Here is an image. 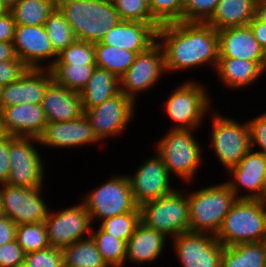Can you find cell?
<instances>
[{
    "label": "cell",
    "mask_w": 266,
    "mask_h": 267,
    "mask_svg": "<svg viewBox=\"0 0 266 267\" xmlns=\"http://www.w3.org/2000/svg\"><path fill=\"white\" fill-rule=\"evenodd\" d=\"M255 3L256 0H219L206 24L216 31L246 26L255 16Z\"/></svg>",
    "instance_id": "4316f807"
},
{
    "label": "cell",
    "mask_w": 266,
    "mask_h": 267,
    "mask_svg": "<svg viewBox=\"0 0 266 267\" xmlns=\"http://www.w3.org/2000/svg\"><path fill=\"white\" fill-rule=\"evenodd\" d=\"M54 64L96 65L95 44L76 40L58 54Z\"/></svg>",
    "instance_id": "f35d334b"
},
{
    "label": "cell",
    "mask_w": 266,
    "mask_h": 267,
    "mask_svg": "<svg viewBox=\"0 0 266 267\" xmlns=\"http://www.w3.org/2000/svg\"><path fill=\"white\" fill-rule=\"evenodd\" d=\"M248 25L252 29L255 39L259 42L266 54V23L254 17Z\"/></svg>",
    "instance_id": "681fc988"
},
{
    "label": "cell",
    "mask_w": 266,
    "mask_h": 267,
    "mask_svg": "<svg viewBox=\"0 0 266 267\" xmlns=\"http://www.w3.org/2000/svg\"><path fill=\"white\" fill-rule=\"evenodd\" d=\"M2 86H0V111H1V98H2Z\"/></svg>",
    "instance_id": "680465c9"
},
{
    "label": "cell",
    "mask_w": 266,
    "mask_h": 267,
    "mask_svg": "<svg viewBox=\"0 0 266 267\" xmlns=\"http://www.w3.org/2000/svg\"><path fill=\"white\" fill-rule=\"evenodd\" d=\"M95 67L96 65L53 64L49 70L55 83L80 92L86 86Z\"/></svg>",
    "instance_id": "d6a6232c"
},
{
    "label": "cell",
    "mask_w": 266,
    "mask_h": 267,
    "mask_svg": "<svg viewBox=\"0 0 266 267\" xmlns=\"http://www.w3.org/2000/svg\"><path fill=\"white\" fill-rule=\"evenodd\" d=\"M152 16L162 25L183 22L184 0H148Z\"/></svg>",
    "instance_id": "ab89813d"
},
{
    "label": "cell",
    "mask_w": 266,
    "mask_h": 267,
    "mask_svg": "<svg viewBox=\"0 0 266 267\" xmlns=\"http://www.w3.org/2000/svg\"><path fill=\"white\" fill-rule=\"evenodd\" d=\"M38 140V147L61 150L101 143L85 113L71 121L47 122Z\"/></svg>",
    "instance_id": "ac0fdd59"
},
{
    "label": "cell",
    "mask_w": 266,
    "mask_h": 267,
    "mask_svg": "<svg viewBox=\"0 0 266 267\" xmlns=\"http://www.w3.org/2000/svg\"><path fill=\"white\" fill-rule=\"evenodd\" d=\"M53 82L49 69L28 68L15 82L2 88L1 109L19 104H41L48 86Z\"/></svg>",
    "instance_id": "ffe728a7"
},
{
    "label": "cell",
    "mask_w": 266,
    "mask_h": 267,
    "mask_svg": "<svg viewBox=\"0 0 266 267\" xmlns=\"http://www.w3.org/2000/svg\"><path fill=\"white\" fill-rule=\"evenodd\" d=\"M7 136H8V133L4 127V123H3L2 117L0 115V140L6 138Z\"/></svg>",
    "instance_id": "11a10c76"
},
{
    "label": "cell",
    "mask_w": 266,
    "mask_h": 267,
    "mask_svg": "<svg viewBox=\"0 0 266 267\" xmlns=\"http://www.w3.org/2000/svg\"><path fill=\"white\" fill-rule=\"evenodd\" d=\"M12 43L16 56L28 68L49 69L58 58L44 26L16 25Z\"/></svg>",
    "instance_id": "e0dca14e"
},
{
    "label": "cell",
    "mask_w": 266,
    "mask_h": 267,
    "mask_svg": "<svg viewBox=\"0 0 266 267\" xmlns=\"http://www.w3.org/2000/svg\"><path fill=\"white\" fill-rule=\"evenodd\" d=\"M195 131L198 129H168L166 134L156 141V144L154 143L153 151L161 157L170 175L180 179L183 184L194 181L197 177V169L203 163L204 147L196 139Z\"/></svg>",
    "instance_id": "3957f363"
},
{
    "label": "cell",
    "mask_w": 266,
    "mask_h": 267,
    "mask_svg": "<svg viewBox=\"0 0 266 267\" xmlns=\"http://www.w3.org/2000/svg\"><path fill=\"white\" fill-rule=\"evenodd\" d=\"M81 201L90 214L93 226L104 219L134 212L139 208L133 197L128 176L121 173L110 176L105 183L84 194Z\"/></svg>",
    "instance_id": "9c48e42d"
},
{
    "label": "cell",
    "mask_w": 266,
    "mask_h": 267,
    "mask_svg": "<svg viewBox=\"0 0 266 267\" xmlns=\"http://www.w3.org/2000/svg\"><path fill=\"white\" fill-rule=\"evenodd\" d=\"M215 75L232 91L246 89L266 74V61H247L235 58H218Z\"/></svg>",
    "instance_id": "d4e9b609"
},
{
    "label": "cell",
    "mask_w": 266,
    "mask_h": 267,
    "mask_svg": "<svg viewBox=\"0 0 266 267\" xmlns=\"http://www.w3.org/2000/svg\"><path fill=\"white\" fill-rule=\"evenodd\" d=\"M54 211L52 207L44 224L49 245L63 249L79 240L90 237L91 220L83 202Z\"/></svg>",
    "instance_id": "7c38bea8"
},
{
    "label": "cell",
    "mask_w": 266,
    "mask_h": 267,
    "mask_svg": "<svg viewBox=\"0 0 266 267\" xmlns=\"http://www.w3.org/2000/svg\"><path fill=\"white\" fill-rule=\"evenodd\" d=\"M107 267H125V266H111V265H108Z\"/></svg>",
    "instance_id": "6125c7cd"
},
{
    "label": "cell",
    "mask_w": 266,
    "mask_h": 267,
    "mask_svg": "<svg viewBox=\"0 0 266 267\" xmlns=\"http://www.w3.org/2000/svg\"><path fill=\"white\" fill-rule=\"evenodd\" d=\"M157 42L164 52L167 74L202 66H211L215 71L219 58V38L212 26L187 22L162 24L157 29Z\"/></svg>",
    "instance_id": "6da1fadb"
},
{
    "label": "cell",
    "mask_w": 266,
    "mask_h": 267,
    "mask_svg": "<svg viewBox=\"0 0 266 267\" xmlns=\"http://www.w3.org/2000/svg\"><path fill=\"white\" fill-rule=\"evenodd\" d=\"M56 0H20L11 10L16 25L44 26Z\"/></svg>",
    "instance_id": "4dcf8cb0"
},
{
    "label": "cell",
    "mask_w": 266,
    "mask_h": 267,
    "mask_svg": "<svg viewBox=\"0 0 266 267\" xmlns=\"http://www.w3.org/2000/svg\"><path fill=\"white\" fill-rule=\"evenodd\" d=\"M136 103L121 91L102 104L83 110L97 138L104 140L123 134L136 115Z\"/></svg>",
    "instance_id": "4fadbf2b"
},
{
    "label": "cell",
    "mask_w": 266,
    "mask_h": 267,
    "mask_svg": "<svg viewBox=\"0 0 266 267\" xmlns=\"http://www.w3.org/2000/svg\"><path fill=\"white\" fill-rule=\"evenodd\" d=\"M41 105L47 122L71 121L84 113L80 92L58 85L54 81L48 86Z\"/></svg>",
    "instance_id": "484cf974"
},
{
    "label": "cell",
    "mask_w": 266,
    "mask_h": 267,
    "mask_svg": "<svg viewBox=\"0 0 266 267\" xmlns=\"http://www.w3.org/2000/svg\"><path fill=\"white\" fill-rule=\"evenodd\" d=\"M228 174L226 183L238 199H258L266 176V155L250 149Z\"/></svg>",
    "instance_id": "d6986e66"
},
{
    "label": "cell",
    "mask_w": 266,
    "mask_h": 267,
    "mask_svg": "<svg viewBox=\"0 0 266 267\" xmlns=\"http://www.w3.org/2000/svg\"><path fill=\"white\" fill-rule=\"evenodd\" d=\"M176 188L172 193L139 206L141 222L163 233L168 239L189 231L188 191ZM170 237V238H169Z\"/></svg>",
    "instance_id": "52a82bcc"
},
{
    "label": "cell",
    "mask_w": 266,
    "mask_h": 267,
    "mask_svg": "<svg viewBox=\"0 0 266 267\" xmlns=\"http://www.w3.org/2000/svg\"><path fill=\"white\" fill-rule=\"evenodd\" d=\"M44 28L58 54L77 40L69 23L57 7L44 23Z\"/></svg>",
    "instance_id": "e575fe53"
},
{
    "label": "cell",
    "mask_w": 266,
    "mask_h": 267,
    "mask_svg": "<svg viewBox=\"0 0 266 267\" xmlns=\"http://www.w3.org/2000/svg\"><path fill=\"white\" fill-rule=\"evenodd\" d=\"M215 237L223 246L266 241V205L257 199H237Z\"/></svg>",
    "instance_id": "8992f818"
},
{
    "label": "cell",
    "mask_w": 266,
    "mask_h": 267,
    "mask_svg": "<svg viewBox=\"0 0 266 267\" xmlns=\"http://www.w3.org/2000/svg\"><path fill=\"white\" fill-rule=\"evenodd\" d=\"M16 241L26 254L50 247L44 222L17 225Z\"/></svg>",
    "instance_id": "d590c367"
},
{
    "label": "cell",
    "mask_w": 266,
    "mask_h": 267,
    "mask_svg": "<svg viewBox=\"0 0 266 267\" xmlns=\"http://www.w3.org/2000/svg\"><path fill=\"white\" fill-rule=\"evenodd\" d=\"M4 215L3 201H2V185H0V216Z\"/></svg>",
    "instance_id": "9f6ffc18"
},
{
    "label": "cell",
    "mask_w": 266,
    "mask_h": 267,
    "mask_svg": "<svg viewBox=\"0 0 266 267\" xmlns=\"http://www.w3.org/2000/svg\"><path fill=\"white\" fill-rule=\"evenodd\" d=\"M103 2L109 3V4H115L117 2V0H101Z\"/></svg>",
    "instance_id": "6f0895ef"
},
{
    "label": "cell",
    "mask_w": 266,
    "mask_h": 267,
    "mask_svg": "<svg viewBox=\"0 0 266 267\" xmlns=\"http://www.w3.org/2000/svg\"><path fill=\"white\" fill-rule=\"evenodd\" d=\"M27 69L18 57L12 61H0V86L17 81Z\"/></svg>",
    "instance_id": "f6af8a7d"
},
{
    "label": "cell",
    "mask_w": 266,
    "mask_h": 267,
    "mask_svg": "<svg viewBox=\"0 0 266 267\" xmlns=\"http://www.w3.org/2000/svg\"><path fill=\"white\" fill-rule=\"evenodd\" d=\"M79 41L101 42L122 20L115 5L101 0H68L57 3Z\"/></svg>",
    "instance_id": "7a4b0ae2"
},
{
    "label": "cell",
    "mask_w": 266,
    "mask_h": 267,
    "mask_svg": "<svg viewBox=\"0 0 266 267\" xmlns=\"http://www.w3.org/2000/svg\"><path fill=\"white\" fill-rule=\"evenodd\" d=\"M167 238L163 233L148 228L140 222L127 241L125 266L128 262L140 266L158 261L167 250L166 244L170 241Z\"/></svg>",
    "instance_id": "cb8c5ba5"
},
{
    "label": "cell",
    "mask_w": 266,
    "mask_h": 267,
    "mask_svg": "<svg viewBox=\"0 0 266 267\" xmlns=\"http://www.w3.org/2000/svg\"><path fill=\"white\" fill-rule=\"evenodd\" d=\"M43 186L27 188L2 184L4 215L16 225L44 222L50 212Z\"/></svg>",
    "instance_id": "2e32d148"
},
{
    "label": "cell",
    "mask_w": 266,
    "mask_h": 267,
    "mask_svg": "<svg viewBox=\"0 0 266 267\" xmlns=\"http://www.w3.org/2000/svg\"><path fill=\"white\" fill-rule=\"evenodd\" d=\"M91 227L90 236L95 241L98 251L107 265L125 266L127 242L109 235L99 226Z\"/></svg>",
    "instance_id": "836d02e7"
},
{
    "label": "cell",
    "mask_w": 266,
    "mask_h": 267,
    "mask_svg": "<svg viewBox=\"0 0 266 267\" xmlns=\"http://www.w3.org/2000/svg\"><path fill=\"white\" fill-rule=\"evenodd\" d=\"M4 127L10 136L39 138L47 124L41 104H19L1 109Z\"/></svg>",
    "instance_id": "44dd1931"
},
{
    "label": "cell",
    "mask_w": 266,
    "mask_h": 267,
    "mask_svg": "<svg viewBox=\"0 0 266 267\" xmlns=\"http://www.w3.org/2000/svg\"><path fill=\"white\" fill-rule=\"evenodd\" d=\"M157 41V30L148 23L121 21L100 42L136 54L146 51Z\"/></svg>",
    "instance_id": "603a6c76"
},
{
    "label": "cell",
    "mask_w": 266,
    "mask_h": 267,
    "mask_svg": "<svg viewBox=\"0 0 266 267\" xmlns=\"http://www.w3.org/2000/svg\"><path fill=\"white\" fill-rule=\"evenodd\" d=\"M114 5L122 21L148 23L156 30L161 26L152 16L148 0H117Z\"/></svg>",
    "instance_id": "74e56055"
},
{
    "label": "cell",
    "mask_w": 266,
    "mask_h": 267,
    "mask_svg": "<svg viewBox=\"0 0 266 267\" xmlns=\"http://www.w3.org/2000/svg\"><path fill=\"white\" fill-rule=\"evenodd\" d=\"M64 267H107L92 237L62 249Z\"/></svg>",
    "instance_id": "f546056e"
},
{
    "label": "cell",
    "mask_w": 266,
    "mask_h": 267,
    "mask_svg": "<svg viewBox=\"0 0 266 267\" xmlns=\"http://www.w3.org/2000/svg\"><path fill=\"white\" fill-rule=\"evenodd\" d=\"M219 58L266 61V54L249 25L219 30Z\"/></svg>",
    "instance_id": "7402d4cb"
},
{
    "label": "cell",
    "mask_w": 266,
    "mask_h": 267,
    "mask_svg": "<svg viewBox=\"0 0 266 267\" xmlns=\"http://www.w3.org/2000/svg\"><path fill=\"white\" fill-rule=\"evenodd\" d=\"M237 199L226 182L188 192L189 231L216 236Z\"/></svg>",
    "instance_id": "5b68a950"
},
{
    "label": "cell",
    "mask_w": 266,
    "mask_h": 267,
    "mask_svg": "<svg viewBox=\"0 0 266 267\" xmlns=\"http://www.w3.org/2000/svg\"><path fill=\"white\" fill-rule=\"evenodd\" d=\"M170 240L182 267H221L224 246L214 235L188 231Z\"/></svg>",
    "instance_id": "9a60e30c"
},
{
    "label": "cell",
    "mask_w": 266,
    "mask_h": 267,
    "mask_svg": "<svg viewBox=\"0 0 266 267\" xmlns=\"http://www.w3.org/2000/svg\"><path fill=\"white\" fill-rule=\"evenodd\" d=\"M16 57L13 43L0 41V61H12Z\"/></svg>",
    "instance_id": "f907efd6"
},
{
    "label": "cell",
    "mask_w": 266,
    "mask_h": 267,
    "mask_svg": "<svg viewBox=\"0 0 266 267\" xmlns=\"http://www.w3.org/2000/svg\"><path fill=\"white\" fill-rule=\"evenodd\" d=\"M20 0H0V6L5 11H10Z\"/></svg>",
    "instance_id": "f5cc1de1"
},
{
    "label": "cell",
    "mask_w": 266,
    "mask_h": 267,
    "mask_svg": "<svg viewBox=\"0 0 266 267\" xmlns=\"http://www.w3.org/2000/svg\"><path fill=\"white\" fill-rule=\"evenodd\" d=\"M17 225L6 215L0 216V246L16 240Z\"/></svg>",
    "instance_id": "c3c4849f"
},
{
    "label": "cell",
    "mask_w": 266,
    "mask_h": 267,
    "mask_svg": "<svg viewBox=\"0 0 266 267\" xmlns=\"http://www.w3.org/2000/svg\"><path fill=\"white\" fill-rule=\"evenodd\" d=\"M119 92V78L108 70L95 67L86 86L80 91L82 109L96 107Z\"/></svg>",
    "instance_id": "83f0119b"
},
{
    "label": "cell",
    "mask_w": 266,
    "mask_h": 267,
    "mask_svg": "<svg viewBox=\"0 0 266 267\" xmlns=\"http://www.w3.org/2000/svg\"><path fill=\"white\" fill-rule=\"evenodd\" d=\"M26 253L16 240L0 246V267H16L25 263Z\"/></svg>",
    "instance_id": "ee69618b"
},
{
    "label": "cell",
    "mask_w": 266,
    "mask_h": 267,
    "mask_svg": "<svg viewBox=\"0 0 266 267\" xmlns=\"http://www.w3.org/2000/svg\"><path fill=\"white\" fill-rule=\"evenodd\" d=\"M219 0H184L183 22L206 23L214 13Z\"/></svg>",
    "instance_id": "60d3db41"
},
{
    "label": "cell",
    "mask_w": 266,
    "mask_h": 267,
    "mask_svg": "<svg viewBox=\"0 0 266 267\" xmlns=\"http://www.w3.org/2000/svg\"><path fill=\"white\" fill-rule=\"evenodd\" d=\"M210 95L205 83L194 79L185 80L171 90L164 105L162 104L163 113L175 124H172L169 129H200L213 107V97Z\"/></svg>",
    "instance_id": "277c9868"
},
{
    "label": "cell",
    "mask_w": 266,
    "mask_h": 267,
    "mask_svg": "<svg viewBox=\"0 0 266 267\" xmlns=\"http://www.w3.org/2000/svg\"><path fill=\"white\" fill-rule=\"evenodd\" d=\"M16 267H27V266H26V264L24 263V264L18 265V266H16Z\"/></svg>",
    "instance_id": "91938a15"
},
{
    "label": "cell",
    "mask_w": 266,
    "mask_h": 267,
    "mask_svg": "<svg viewBox=\"0 0 266 267\" xmlns=\"http://www.w3.org/2000/svg\"><path fill=\"white\" fill-rule=\"evenodd\" d=\"M63 1H68V0H56V4H57L58 2H63Z\"/></svg>",
    "instance_id": "94428289"
},
{
    "label": "cell",
    "mask_w": 266,
    "mask_h": 267,
    "mask_svg": "<svg viewBox=\"0 0 266 267\" xmlns=\"http://www.w3.org/2000/svg\"><path fill=\"white\" fill-rule=\"evenodd\" d=\"M247 120L251 149L266 155V111Z\"/></svg>",
    "instance_id": "7bdbcfd3"
},
{
    "label": "cell",
    "mask_w": 266,
    "mask_h": 267,
    "mask_svg": "<svg viewBox=\"0 0 266 267\" xmlns=\"http://www.w3.org/2000/svg\"><path fill=\"white\" fill-rule=\"evenodd\" d=\"M15 22L10 11L0 13V41L12 42L15 32Z\"/></svg>",
    "instance_id": "bcb514c9"
},
{
    "label": "cell",
    "mask_w": 266,
    "mask_h": 267,
    "mask_svg": "<svg viewBox=\"0 0 266 267\" xmlns=\"http://www.w3.org/2000/svg\"><path fill=\"white\" fill-rule=\"evenodd\" d=\"M136 55L122 48L95 43L96 67L108 70L118 78L130 68Z\"/></svg>",
    "instance_id": "1f68e13d"
},
{
    "label": "cell",
    "mask_w": 266,
    "mask_h": 267,
    "mask_svg": "<svg viewBox=\"0 0 266 267\" xmlns=\"http://www.w3.org/2000/svg\"><path fill=\"white\" fill-rule=\"evenodd\" d=\"M36 144L39 145L37 138L9 135L11 168L6 184L27 188L45 186V161Z\"/></svg>",
    "instance_id": "30bf717a"
},
{
    "label": "cell",
    "mask_w": 266,
    "mask_h": 267,
    "mask_svg": "<svg viewBox=\"0 0 266 267\" xmlns=\"http://www.w3.org/2000/svg\"><path fill=\"white\" fill-rule=\"evenodd\" d=\"M254 17L266 23V0H256Z\"/></svg>",
    "instance_id": "816d5d0a"
},
{
    "label": "cell",
    "mask_w": 266,
    "mask_h": 267,
    "mask_svg": "<svg viewBox=\"0 0 266 267\" xmlns=\"http://www.w3.org/2000/svg\"><path fill=\"white\" fill-rule=\"evenodd\" d=\"M166 74L164 52L156 41L146 51L138 53L130 68L119 78L120 91L137 103L138 95L153 88Z\"/></svg>",
    "instance_id": "8fae6325"
},
{
    "label": "cell",
    "mask_w": 266,
    "mask_h": 267,
    "mask_svg": "<svg viewBox=\"0 0 266 267\" xmlns=\"http://www.w3.org/2000/svg\"><path fill=\"white\" fill-rule=\"evenodd\" d=\"M153 154L141 161L135 172L127 174L133 197L139 206L172 193L177 188L174 183L172 186V176L161 157L155 151Z\"/></svg>",
    "instance_id": "5bb4252c"
},
{
    "label": "cell",
    "mask_w": 266,
    "mask_h": 267,
    "mask_svg": "<svg viewBox=\"0 0 266 267\" xmlns=\"http://www.w3.org/2000/svg\"><path fill=\"white\" fill-rule=\"evenodd\" d=\"M214 109L215 111L212 109L209 112L211 118L209 122L212 124L209 133L210 151L227 172L251 149L249 129L247 122H238L216 111L217 108Z\"/></svg>",
    "instance_id": "ba28073f"
},
{
    "label": "cell",
    "mask_w": 266,
    "mask_h": 267,
    "mask_svg": "<svg viewBox=\"0 0 266 267\" xmlns=\"http://www.w3.org/2000/svg\"><path fill=\"white\" fill-rule=\"evenodd\" d=\"M257 200L266 205V176H265V179L263 181V185H262V188H261V192H260L259 198Z\"/></svg>",
    "instance_id": "db71d44e"
},
{
    "label": "cell",
    "mask_w": 266,
    "mask_h": 267,
    "mask_svg": "<svg viewBox=\"0 0 266 267\" xmlns=\"http://www.w3.org/2000/svg\"><path fill=\"white\" fill-rule=\"evenodd\" d=\"M221 267H266V241L224 246Z\"/></svg>",
    "instance_id": "f1b7e54d"
},
{
    "label": "cell",
    "mask_w": 266,
    "mask_h": 267,
    "mask_svg": "<svg viewBox=\"0 0 266 267\" xmlns=\"http://www.w3.org/2000/svg\"><path fill=\"white\" fill-rule=\"evenodd\" d=\"M9 135L0 140V185L6 184L10 172Z\"/></svg>",
    "instance_id": "7dc6e473"
},
{
    "label": "cell",
    "mask_w": 266,
    "mask_h": 267,
    "mask_svg": "<svg viewBox=\"0 0 266 267\" xmlns=\"http://www.w3.org/2000/svg\"><path fill=\"white\" fill-rule=\"evenodd\" d=\"M141 222L140 208L134 212L116 215L99 222V227L109 235L128 241Z\"/></svg>",
    "instance_id": "8d00e7d4"
},
{
    "label": "cell",
    "mask_w": 266,
    "mask_h": 267,
    "mask_svg": "<svg viewBox=\"0 0 266 267\" xmlns=\"http://www.w3.org/2000/svg\"><path fill=\"white\" fill-rule=\"evenodd\" d=\"M27 267H64L63 253L59 248L48 247L25 255Z\"/></svg>",
    "instance_id": "b9f144b4"
}]
</instances>
